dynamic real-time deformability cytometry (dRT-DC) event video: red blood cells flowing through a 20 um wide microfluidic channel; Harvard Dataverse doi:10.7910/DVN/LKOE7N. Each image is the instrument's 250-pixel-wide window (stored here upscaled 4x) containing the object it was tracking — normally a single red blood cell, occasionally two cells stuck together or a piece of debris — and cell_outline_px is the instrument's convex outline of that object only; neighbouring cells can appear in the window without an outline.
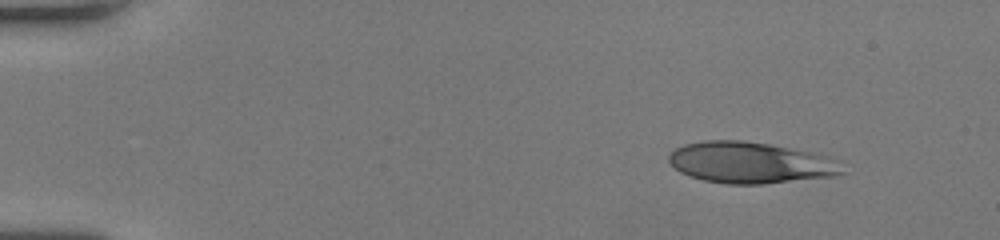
{"species": "human", "species_latin": "Homo sapiens", "temperature_condition": "room temperature", "stored_images_in_passage": 46, "camera_frame_rate_fps": 3000, "um_per_image_px": 0.085, "donor": {"sex": "female"}, "frame": {"image": 1, "passage_image": 1, "time_ms": 0.0, "image_size_px": [1000, 240], "cell_outline_px": [[844, 172], [832, 176], [764, 184], [728, 184], [704, 180], [688, 176], [680, 172], [668, 160], [668, 152], [684, 144], [704, 140], [740, 140], [768, 144], [808, 152], [824, 156]], "centroid_in_image_um": [63.62, 13.82], "position_along_channel_um": 21.4, "area_um2": 40.92}}
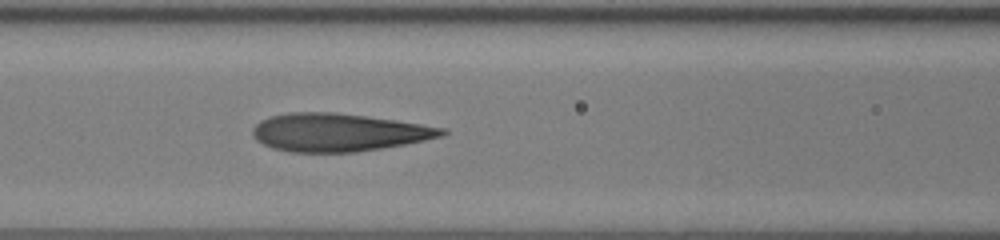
{"frame": {"image": 2, "passage_image": 18, "time_ms": 5.667, "image_size_px": [1000, 240], "cell_outline_px": [[448, 132], [444, 136], [404, 144], [356, 152], [288, 152], [272, 148], [256, 140], [252, 132], [252, 128], [260, 120], [272, 116], [288, 112], [332, 112], [396, 120], [448, 128]], "centroid_in_image_um": [28.77, 11.25], "position_along_channel_um": 137.8, "area_um2": 41.85}}
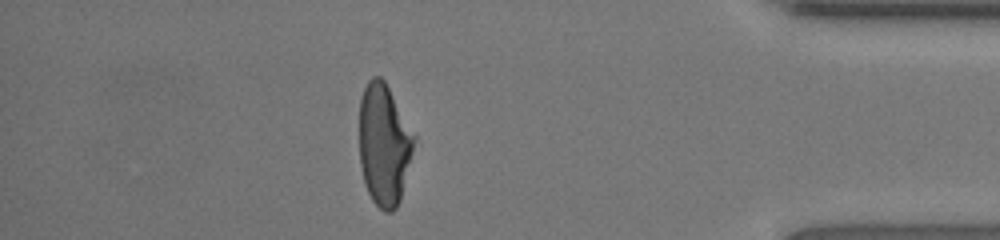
{"frame": {"image": 3, "passage_image": 40, "time_ms": 13.0, "image_size_px": [1000, 240], "cell_outline_px": [[416, 136], [400, 200], [396, 208], [392, 212], [384, 212], [372, 200], [364, 184], [360, 164], [360, 100], [364, 88], [368, 80], [372, 76], [380, 76], [384, 80]], "centroid_in_image_um": [32.63, 12.29], "position_along_channel_um": 402.6, "area_um2": 38.61}, "authors_computed_cell_mechanics": {"area_um2": 40.9802, "velocity_mm_per_s": 4.0933, "shape_relaxation_time_tau1_ms": 6.7127, "shape_relaxation_time_tau2_ms": 1.0204, "deformation_change_tau1": 0.2659, "deformation_change_tau2": 0.1021}}